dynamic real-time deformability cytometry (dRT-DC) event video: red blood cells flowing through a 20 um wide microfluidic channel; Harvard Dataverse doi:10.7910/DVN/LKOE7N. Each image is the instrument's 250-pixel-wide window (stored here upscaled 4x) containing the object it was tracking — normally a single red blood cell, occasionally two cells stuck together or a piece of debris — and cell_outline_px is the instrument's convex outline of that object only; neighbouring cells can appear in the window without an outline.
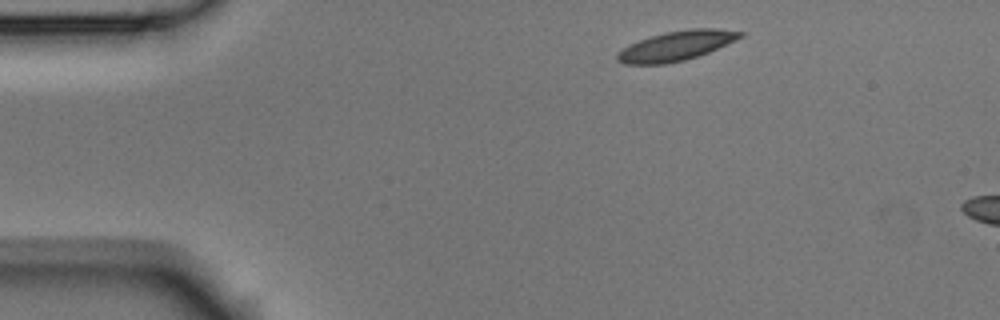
{"species": "Egyptian fruit bat (a non-hibernating species)", "species_latin": "Rousettus aegyptiacus", "temperature_condition": "room temperature", "stored_images_in_passage": 3, "camera_frame_rate_fps": 3000, "um_per_image_px": 0.085, "animal": {"sex": "male"}, "frame": {"image": 1, "passage_image": 1, "time_ms": 0.0, "image_size_px": [1000, 320], "cell_outline_px": [[744, 36], [708, 52], [684, 60], [664, 64], [624, 64], [616, 60], [616, 52], [628, 44], [648, 36], [664, 32], [688, 28], [716, 28], [744, 32]], "centroid_in_image_um": [57.42, 3.88], "position_along_channel_um": 27.6, "area_um2": 21.39}}